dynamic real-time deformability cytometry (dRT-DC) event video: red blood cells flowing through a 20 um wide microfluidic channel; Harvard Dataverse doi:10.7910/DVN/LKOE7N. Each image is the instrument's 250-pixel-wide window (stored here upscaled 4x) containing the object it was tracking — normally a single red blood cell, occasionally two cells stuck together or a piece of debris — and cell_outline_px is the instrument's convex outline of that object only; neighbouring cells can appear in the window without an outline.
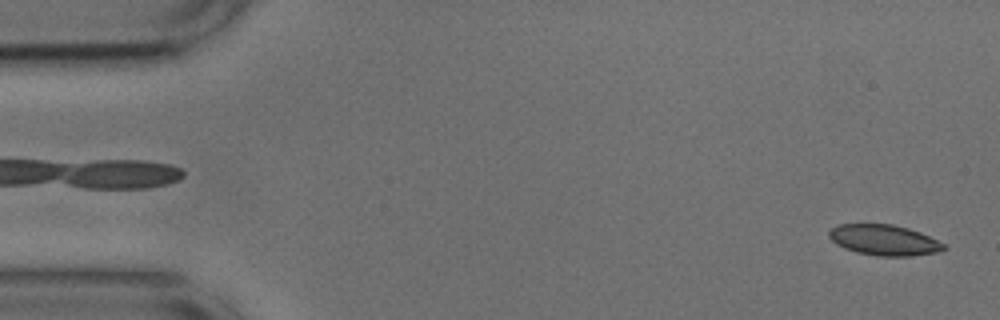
{"species": "common noctule bat (a hibernating species)", "species_latin": "Nyctalus noctula", "temperature_condition": "cold", "stored_images_in_passage": 10, "camera_frame_rate_fps": 3000, "um_per_image_px": 0.085, "animal": {"sex": "male", "body_mass_g": 17.9, "forearm_length_mm": 54.2}, "frame": {"image": 1, "passage_image": 1, "time_ms": 0.0, "image_size_px": [1000, 320], "cell_outline_px": [[948, 248], [936, 252], [912, 256], [876, 256], [856, 252], [844, 248], [836, 244], [828, 236], [828, 232], [836, 224], [892, 224], [908, 228], [920, 232], [944, 244]], "centroid_in_image_um": [75.12, 20.4], "position_along_channel_um": 9.9, "area_um2": 20.52}}